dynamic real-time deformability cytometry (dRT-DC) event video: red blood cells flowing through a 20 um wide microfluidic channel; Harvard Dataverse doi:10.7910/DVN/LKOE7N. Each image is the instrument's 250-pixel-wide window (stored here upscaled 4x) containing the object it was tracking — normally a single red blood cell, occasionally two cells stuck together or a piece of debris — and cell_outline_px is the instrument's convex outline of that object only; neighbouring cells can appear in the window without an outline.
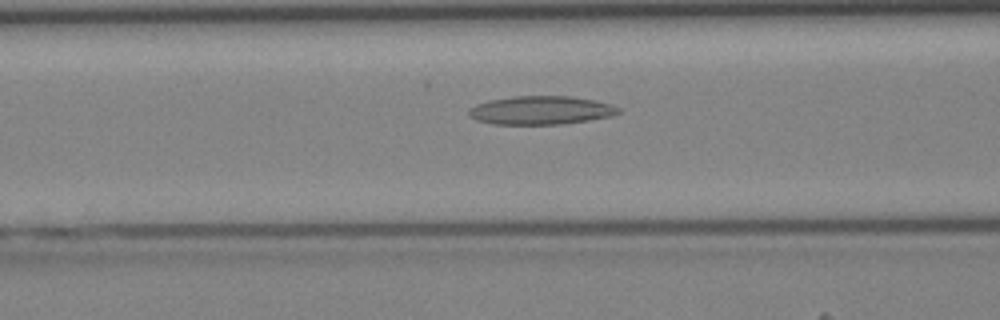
{"species": "Egyptian fruit bat (a non-hibernating species)", "species_latin": "Rousettus aegyptiacus", "temperature_condition": "cold", "stored_images_in_passage": 33, "camera_frame_rate_fps": 3000, "um_per_image_px": 0.085, "animal": {"sex": "female"}, "frame": {"image": 1, "passage_image": 7, "time_ms": 2.0, "image_size_px": [1000, 320], "cell_outline_px": [[620, 112], [612, 116], [588, 120], [560, 124], [492, 124], [476, 120], [468, 112], [468, 108], [476, 104], [488, 100], [516, 96], [568, 96], [592, 100], [612, 104], [620, 108]], "centroid_in_image_um": [45.96, 9.37], "position_along_channel_um": 120.6, "area_um2": 24.74}}
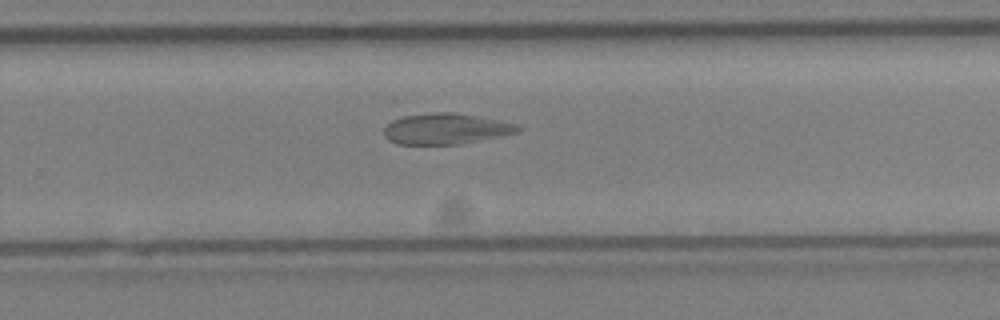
{"frame": {"image": 2, "passage_image": 18, "time_ms": 5.667, "image_size_px": [1000, 320], "cell_outline_px": [[520, 128], [516, 132], [460, 144], [396, 144], [388, 140], [384, 136], [384, 128], [392, 120], [404, 116], [436, 112], [452, 112], [476, 116], [516, 124]], "centroid_in_image_um": [37.81, 10.95], "position_along_channel_um": 292.0, "area_um2": 23.58}}
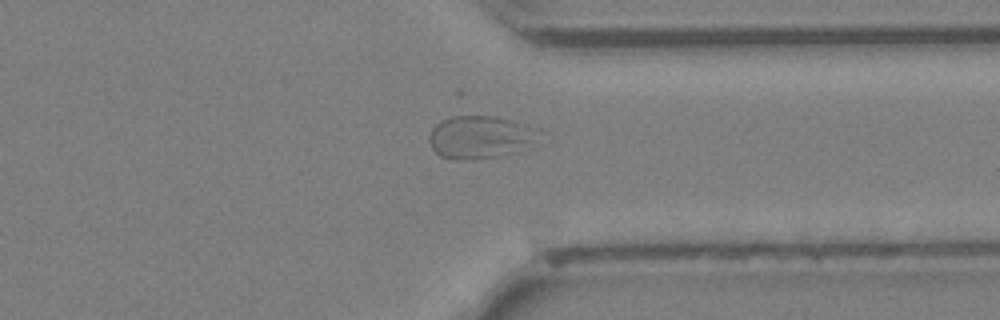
{"frame": {"image": 3, "passage_image": 23, "time_ms": 7.333, "image_size_px": [1000, 320], "cell_outline_px": [[532, 132], [528, 140], [496, 156], [440, 156], [432, 148], [428, 140], [428, 136], [432, 128], [440, 120], [460, 112], [496, 116], [532, 128]], "centroid_in_image_um": [40.49, 11.51], "position_along_channel_um": 370.9, "area_um2": 25.09}}